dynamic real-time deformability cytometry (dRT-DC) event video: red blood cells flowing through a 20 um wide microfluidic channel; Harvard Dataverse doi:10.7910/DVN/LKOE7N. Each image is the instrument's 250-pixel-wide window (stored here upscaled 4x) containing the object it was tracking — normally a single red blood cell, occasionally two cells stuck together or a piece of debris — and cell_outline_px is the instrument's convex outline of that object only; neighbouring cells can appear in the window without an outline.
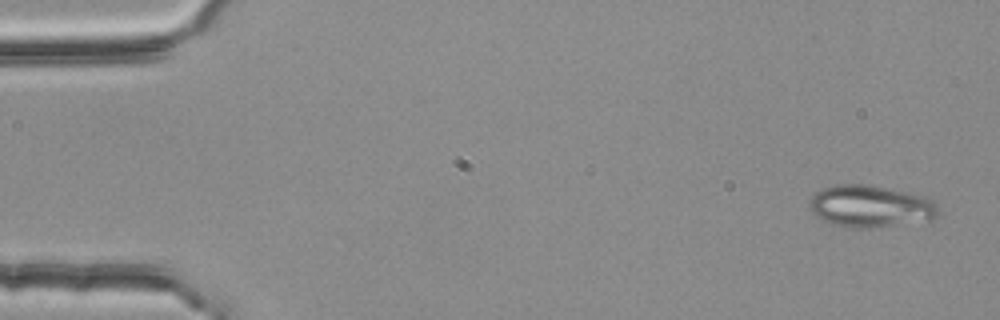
{"species": "common noctule bat (a hibernating species)", "species_latin": "Nyctalus noctula", "temperature_condition": "room temperature", "stored_images_in_passage": 3, "camera_frame_rate_fps": 3000, "um_per_image_px": 0.085, "animal": {"sex": "female", "body_mass_g": 25.1}, "frame": {"image": 1, "passage_image": 1, "time_ms": 0.0, "image_size_px": [1000, 320], "cell_outline_px": [[936, 216], [932, 220], [880, 228], [852, 228], [832, 224], [816, 216], [808, 208], [808, 200], [820, 188], [836, 184], [868, 184], [924, 196], [936, 204]], "centroid_in_image_um": [73.93, 17.54], "position_along_channel_um": 11.1, "area_um2": 31.85}}